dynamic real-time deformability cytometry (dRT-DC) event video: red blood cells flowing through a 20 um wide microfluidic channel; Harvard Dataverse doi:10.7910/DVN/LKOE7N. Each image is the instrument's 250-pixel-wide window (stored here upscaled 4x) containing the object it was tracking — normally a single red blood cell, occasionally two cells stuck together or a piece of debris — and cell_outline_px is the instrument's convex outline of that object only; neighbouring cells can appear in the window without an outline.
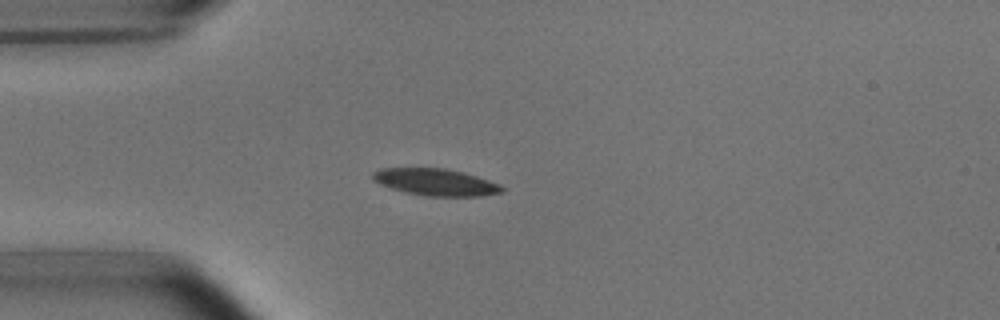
{"species": "common noctule bat (a hibernating species)", "species_latin": "Nyctalus noctula", "temperature_condition": "room temperature", "stored_images_in_passage": 4, "camera_frame_rate_fps": 3000, "um_per_image_px": 0.085, "animal": {"sex": "male", "body_mass_g": 15.6}, "frame": {"image": 1, "passage_image": 4, "time_ms": 3.667, "image_size_px": [1000, 320], "cell_outline_px": [[504, 192], [480, 196], [424, 196], [404, 192], [380, 184], [372, 180], [372, 172], [380, 168], [444, 168], [464, 172], [500, 184], [504, 188]], "centroid_in_image_um": [37.02, 15.48], "position_along_channel_um": 48.0, "area_um2": 20.35}}